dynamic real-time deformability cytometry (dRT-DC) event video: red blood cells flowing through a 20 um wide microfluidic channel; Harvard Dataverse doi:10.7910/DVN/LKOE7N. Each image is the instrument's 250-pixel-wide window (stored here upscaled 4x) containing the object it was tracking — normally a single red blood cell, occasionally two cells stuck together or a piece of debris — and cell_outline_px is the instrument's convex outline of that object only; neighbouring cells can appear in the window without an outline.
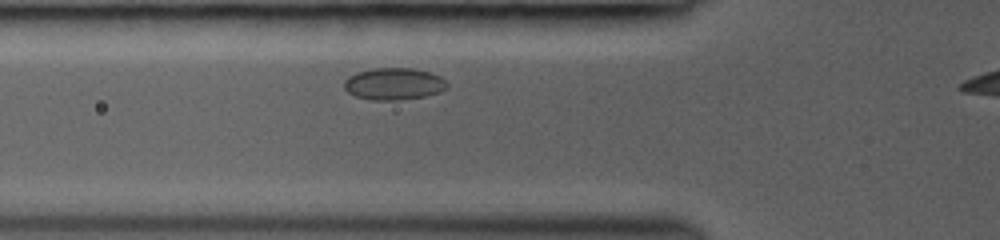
{"species": "common noctule bat (a hibernating species)", "species_latin": "Nyctalus noctula", "temperature_condition": "room temperature", "stored_images_in_passage": 29, "segment_of_instrument_passage": [1, 2], "camera_frame_rate_fps": 3000, "um_per_image_px": 0.085, "animal": {"sex": "female", "body_mass_g": 19.0, "forearm_length_mm": 53.3}, "frame": {"image": 1, "passage_image": 4, "time_ms": 1.333, "image_size_px": [1000, 240], "cell_outline_px": [[448, 88], [440, 92], [424, 96], [396, 100], [372, 100], [356, 96], [348, 92], [344, 88], [344, 80], [348, 76], [356, 72], [372, 68], [412, 68], [428, 72], [440, 76], [448, 84]], "centroid_in_image_um": [33.46, 7.12], "position_along_channel_um": 92.3, "area_um2": 19.19}}
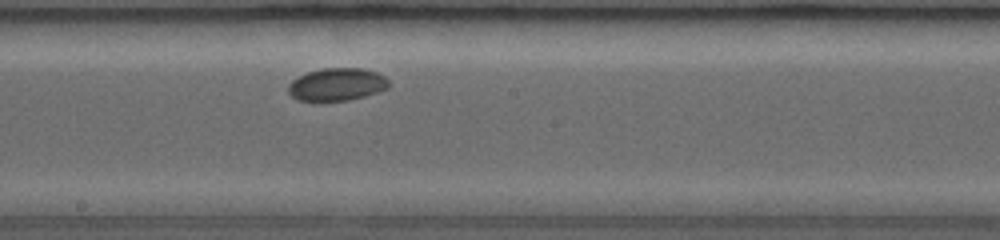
{"frame": {"image": 2, "passage_image": 14, "time_ms": 4.667, "image_size_px": [1000, 240], "cell_outline_px": [[388, 88], [364, 96], [348, 100], [300, 100], [292, 96], [288, 92], [288, 84], [292, 80], [308, 72], [324, 68], [360, 68], [376, 72], [384, 76], [388, 80]], "centroid_in_image_um": [28.63, 7.16], "position_along_channel_um": 219.6, "area_um2": 18.79}}
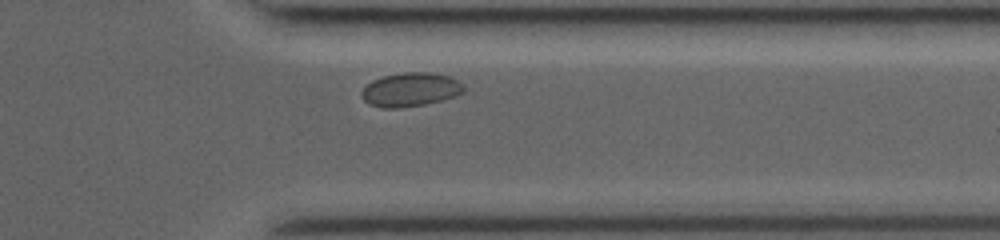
{"frame": {"image": 3, "passage_image": 26, "time_ms": 8.667, "image_size_px": [1000, 240], "cell_outline_px": [[464, 92], [456, 96], [424, 104], [400, 108], [380, 108], [368, 104], [364, 100], [360, 92], [372, 80], [384, 76], [404, 72], [428, 72], [452, 76], [460, 80], [464, 84]], "centroid_in_image_um": [34.92, 7.61], "position_along_channel_um": 376.5, "area_um2": 20.35}}